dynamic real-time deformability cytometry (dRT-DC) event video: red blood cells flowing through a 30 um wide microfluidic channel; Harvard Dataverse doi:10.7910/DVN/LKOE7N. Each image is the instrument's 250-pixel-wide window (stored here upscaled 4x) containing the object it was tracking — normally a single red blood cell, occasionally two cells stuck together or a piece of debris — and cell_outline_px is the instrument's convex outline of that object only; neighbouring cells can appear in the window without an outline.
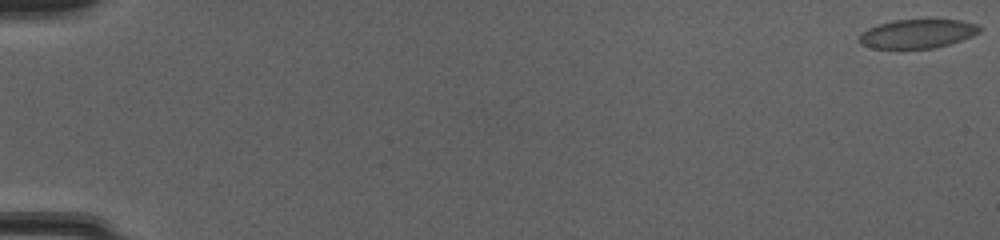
{"species": "common noctule bat (a hibernating species)", "species_latin": "Nyctalus noctula", "temperature_condition": "cold", "stored_images_in_passage": 11, "camera_frame_rate_fps": 3000, "um_per_image_px": 0.085, "animal": {"sex": "female", "body_mass_g": 20.0, "forearm_length_mm": 54.0}, "frame": {"image": 1, "passage_image": 1, "time_ms": 0.0, "image_size_px": [1000, 240], "cell_outline_px": [[980, 32], [972, 36], [948, 44], [932, 48], [872, 48], [860, 44], [856, 40], [868, 28], [880, 24], [896, 20], [960, 20], [976, 24], [980, 28]], "centroid_in_image_um": [77.96, 2.87], "position_along_channel_um": 7.0, "area_um2": 19.94}}